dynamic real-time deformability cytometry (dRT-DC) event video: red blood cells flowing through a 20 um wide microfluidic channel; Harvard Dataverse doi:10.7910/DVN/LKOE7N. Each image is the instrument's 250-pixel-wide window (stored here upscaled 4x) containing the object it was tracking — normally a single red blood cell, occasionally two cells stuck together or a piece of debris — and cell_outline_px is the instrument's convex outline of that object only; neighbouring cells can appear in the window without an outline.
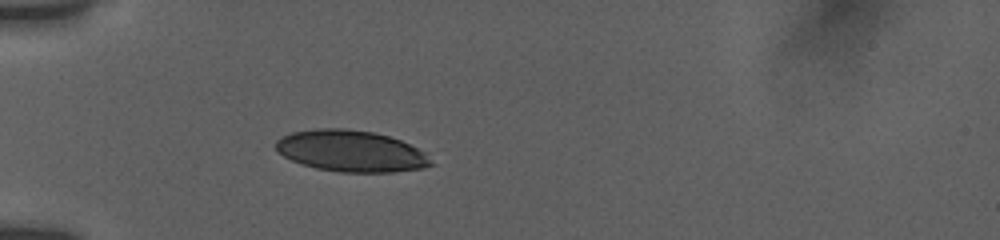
{"species": "human", "species_latin": "Homo sapiens", "temperature_condition": "room temperature", "stored_images_in_passage": 38, "camera_frame_rate_fps": 3000, "um_per_image_px": 0.085, "donor": {"sex": "female"}, "frame": {"image": 1, "passage_image": 1, "time_ms": 0.0, "image_size_px": [1000, 240], "cell_outline_px": [[436, 164], [424, 168], [392, 172], [340, 172], [316, 168], [292, 160], [276, 152], [276, 140], [280, 136], [292, 132], [316, 128], [344, 128], [372, 132], [388, 136], [400, 140], [424, 152]], "centroid_in_image_um": [29.82, 12.84], "position_along_channel_um": 55.2, "area_um2": 37.45}}
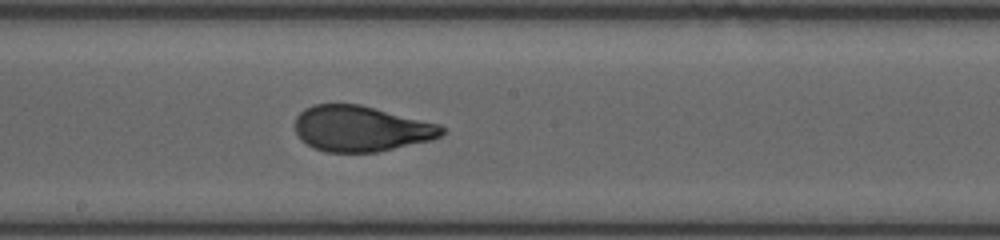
{"frame": {"image": 2, "passage_image": 15, "time_ms": 4.667, "image_size_px": [1000, 240], "cell_outline_px": [[448, 128], [440, 136], [432, 140], [376, 152], [328, 152], [312, 148], [300, 140], [296, 132], [296, 116], [304, 108], [312, 104], [360, 104], [440, 124]], "centroid_in_image_um": [30.69, 10.93], "position_along_channel_um": 217.5, "area_um2": 39.3}}
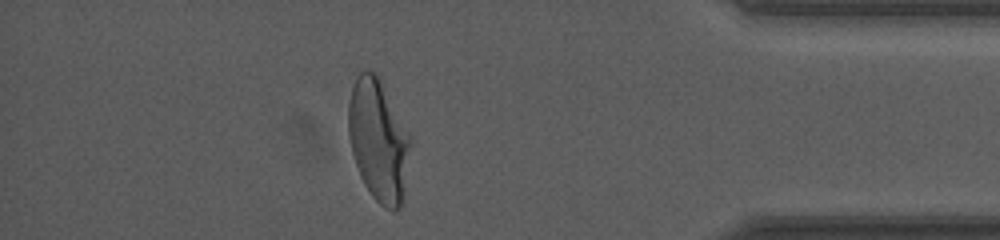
{"frame": {"image": 3, "passage_image": 32, "time_ms": 10.333, "image_size_px": [1000, 240], "cell_outline_px": [[412, 144], [400, 208], [396, 212], [384, 208], [372, 196], [364, 184], [360, 176], [352, 152], [348, 136], [348, 100], [356, 76], [360, 72], [376, 72], [412, 136]], "centroid_in_image_um": [32.17, 11.93], "position_along_channel_um": 403.0, "area_um2": 44.27}, "authors_computed_cell_mechanics": {"area_um2": 39.9398, "velocity_mm_per_s": 3.8227, "shape_relaxation_time_tau1_ms": 7.0139, "shape_relaxation_time_tau2_ms": null, "deformation_change_tau1": 0.2299, "deformation_change_tau2": null}}